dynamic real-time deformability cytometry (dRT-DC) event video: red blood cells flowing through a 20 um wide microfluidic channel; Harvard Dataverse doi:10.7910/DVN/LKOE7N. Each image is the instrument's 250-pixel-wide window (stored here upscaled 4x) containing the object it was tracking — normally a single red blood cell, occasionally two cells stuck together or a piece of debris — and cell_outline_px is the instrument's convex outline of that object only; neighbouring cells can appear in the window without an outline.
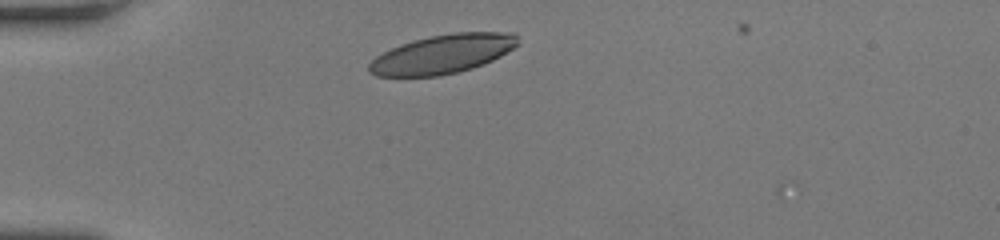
{"species": "human", "species_latin": "Homo sapiens", "temperature_condition": "room temperature", "stored_images_in_passage": 2, "camera_frame_rate_fps": 3000, "um_per_image_px": 0.085, "donor": {"sex": "female"}, "frame": {"image": 1, "passage_image": 1, "time_ms": 0.0, "image_size_px": [1000, 240], "cell_outline_px": [[520, 44], [500, 56], [484, 64], [472, 68], [440, 76], [376, 76], [368, 72], [368, 64], [376, 56], [400, 44], [412, 40], [452, 32], [516, 32]], "centroid_in_image_um": [37.64, 4.59], "position_along_channel_um": 47.4, "area_um2": 33.87}}